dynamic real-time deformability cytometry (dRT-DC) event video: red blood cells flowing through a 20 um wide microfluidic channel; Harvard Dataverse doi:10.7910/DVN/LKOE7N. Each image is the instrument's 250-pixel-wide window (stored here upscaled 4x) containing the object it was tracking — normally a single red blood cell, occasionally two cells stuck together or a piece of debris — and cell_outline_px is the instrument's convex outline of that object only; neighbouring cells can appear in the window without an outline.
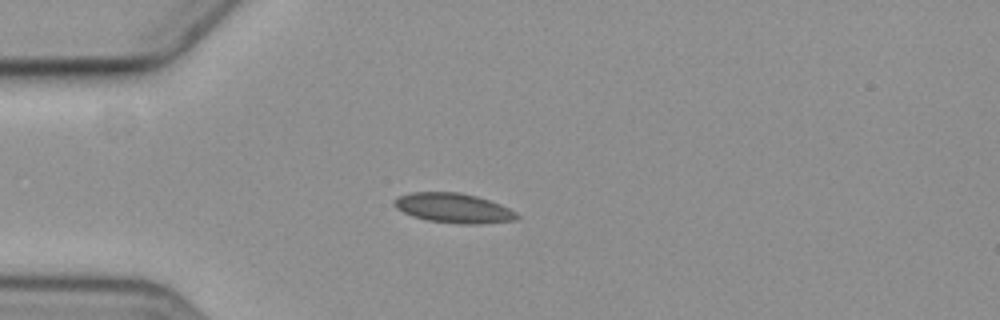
{"species": "common noctule bat (a hibernating species)", "species_latin": "Nyctalus noctula", "temperature_condition": "cold", "stored_images_in_passage": 44, "camera_frame_rate_fps": 3000, "um_per_image_px": 0.085, "animal": {"sex": "female", "body_mass_g": 19.3, "forearm_length_mm": 54.1}, "frame": {"image": 1, "passage_image": 1, "time_ms": 0.0, "image_size_px": [1000, 320], "cell_outline_px": [[520, 216], [516, 220], [480, 224], [460, 224], [428, 220], [412, 216], [396, 208], [392, 204], [392, 200], [396, 196], [412, 192], [456, 192], [476, 196], [500, 204], [516, 212]], "centroid_in_image_um": [38.52, 17.68], "position_along_channel_um": 46.5, "area_um2": 21.27}}
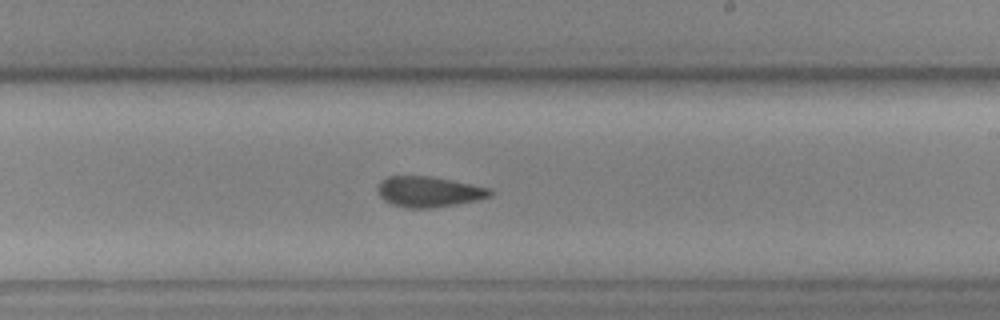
{"frame": {"image": 2, "passage_image": 20, "time_ms": 6.333, "image_size_px": [1000, 320], "cell_outline_px": [[492, 196], [476, 200], [456, 204], [432, 208], [404, 208], [392, 204], [384, 200], [380, 196], [376, 188], [380, 180], [388, 176], [432, 176], [492, 188]], "centroid_in_image_um": [36.44, 16.29], "position_along_channel_um": 252.6, "area_um2": 20.23}}
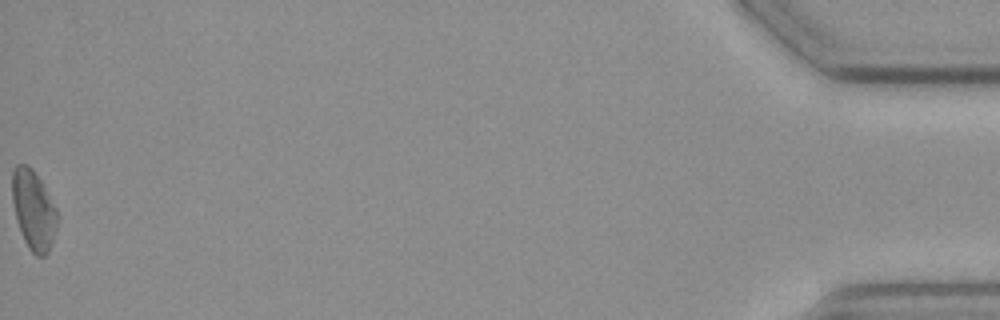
{"frame": {"image": 3, "passage_image": 44, "time_ms": 14.333, "image_size_px": [1000, 320], "cell_outline_px": [[56, 228], [48, 252], [44, 256], [36, 256], [28, 248], [24, 240], [16, 220], [12, 200], [12, 172], [16, 164], [28, 164], [32, 168], [40, 180], [56, 208]], "centroid_in_image_um": [2.82, 17.83], "position_along_channel_um": 432.4, "area_um2": 20.63}, "authors_computed_cell_mechanics": {"area_um2": 20.23, "velocity_mm_per_s": 3.5776, "shape_relaxation_time_tau1_ms": 7.1422, "shape_relaxation_time_tau2_ms": null, "deformation_change_tau1": 0.0905, "deformation_change_tau2": null}}